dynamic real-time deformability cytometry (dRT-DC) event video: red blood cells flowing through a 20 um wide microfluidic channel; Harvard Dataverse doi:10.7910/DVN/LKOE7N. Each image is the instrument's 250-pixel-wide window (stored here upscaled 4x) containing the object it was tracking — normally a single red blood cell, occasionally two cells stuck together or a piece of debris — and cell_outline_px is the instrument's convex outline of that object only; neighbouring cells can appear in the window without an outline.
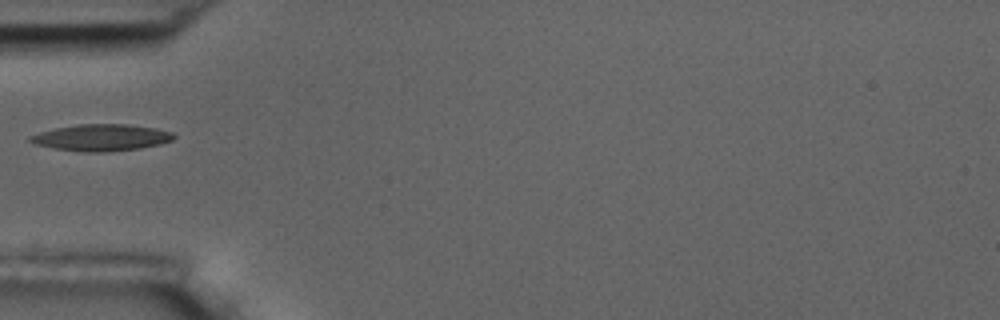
{"species": "common noctule bat (a hibernating species)", "species_latin": "Nyctalus noctula", "temperature_condition": "room temperature", "stored_images_in_passage": 2, "camera_frame_rate_fps": 3000, "um_per_image_px": 0.085, "animal": {"sex": "male", "body_mass_g": 17.5, "forearm_length_mm": 52.3}, "frame": {"image": 1, "passage_image": 1, "time_ms": 0.0, "image_size_px": [1000, 320], "cell_outline_px": [[176, 136], [172, 140], [160, 144], [140, 148], [100, 152], [80, 152], [56, 148], [36, 144], [28, 140], [28, 136], [40, 132], [56, 128], [76, 124], [128, 124], [156, 128], [172, 132]], "centroid_in_image_um": [8.62, 11.68], "position_along_channel_um": 76.4, "area_um2": 22.2}}